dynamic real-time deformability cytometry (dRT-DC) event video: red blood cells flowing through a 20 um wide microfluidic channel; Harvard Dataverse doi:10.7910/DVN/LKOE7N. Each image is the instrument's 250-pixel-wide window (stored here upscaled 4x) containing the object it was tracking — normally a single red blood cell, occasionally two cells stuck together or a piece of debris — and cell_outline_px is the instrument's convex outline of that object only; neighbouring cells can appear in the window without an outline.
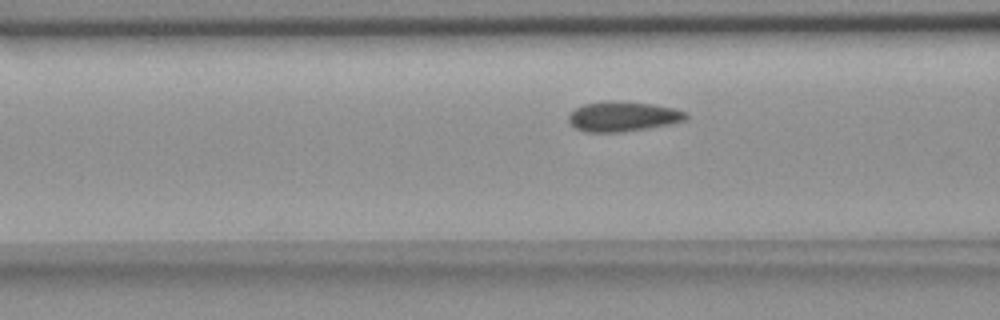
{"species": "common noctule bat (a hibernating species)", "species_latin": "Nyctalus noctula", "temperature_condition": "room temperature", "stored_images_in_passage": 29, "camera_frame_rate_fps": 3000, "um_per_image_px": 0.085, "animal": {"sex": "female", "body_mass_g": 18.4}, "frame": {"image": 1, "passage_image": 6, "time_ms": 1.667, "image_size_px": [1000, 320], "cell_outline_px": [[688, 120], [648, 128], [620, 132], [588, 132], [576, 128], [568, 120], [568, 116], [576, 108], [584, 104], [612, 100], [652, 104], [672, 108], [688, 112]], "centroid_in_image_um": [52.97, 9.9], "position_along_channel_um": 113.6, "area_um2": 20.35}}
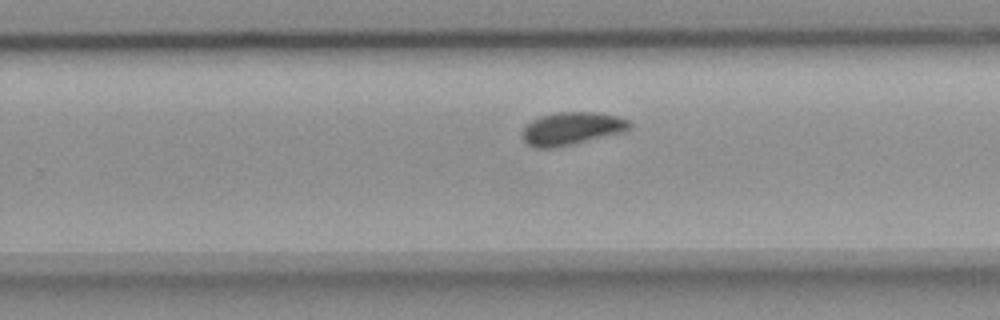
{"frame": {"image": 2, "passage_image": 20, "time_ms": 6.333, "image_size_px": [1000, 320], "cell_outline_px": [[632, 128], [620, 132], [556, 148], [536, 148], [528, 144], [520, 136], [524, 128], [532, 120], [540, 116], [556, 112], [600, 112], [616, 116], [628, 120], [632, 124]], "centroid_in_image_um": [48.57, 10.92], "position_along_channel_um": 281.2, "area_um2": 20.4}}
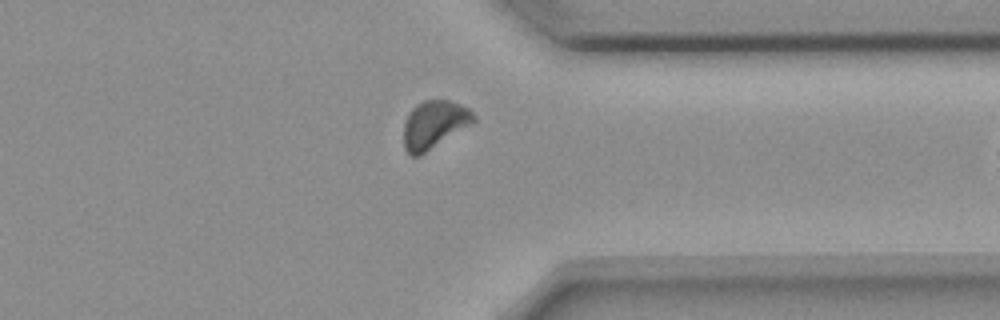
{"frame": {"image": 3, "passage_image": 28, "time_ms": 9.0, "image_size_px": [1000, 320], "cell_outline_px": [[476, 120], [472, 124], [420, 156], [412, 156], [404, 148], [404, 120], [408, 112], [416, 104], [424, 100], [448, 100], [460, 104], [468, 108], [476, 116]], "centroid_in_image_um": [36.9, 10.58], "position_along_channel_um": 374.5, "area_um2": 19.65}}